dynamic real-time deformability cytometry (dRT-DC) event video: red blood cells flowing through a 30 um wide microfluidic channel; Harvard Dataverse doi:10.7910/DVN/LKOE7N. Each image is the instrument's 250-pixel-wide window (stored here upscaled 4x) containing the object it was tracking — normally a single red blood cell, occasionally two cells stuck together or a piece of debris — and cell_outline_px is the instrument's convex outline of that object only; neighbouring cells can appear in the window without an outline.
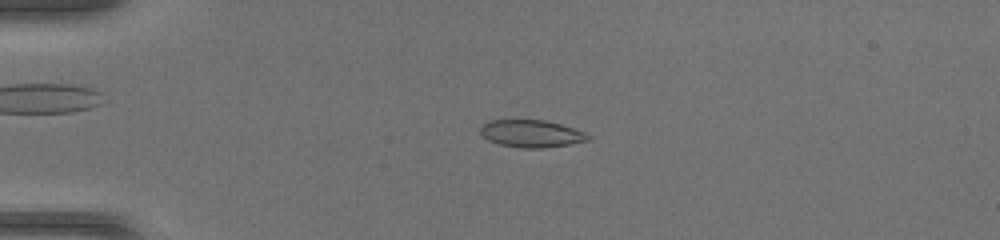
{"species": "common noctule bat (a hibernating species)", "species_latin": "Nyctalus noctula", "temperature_condition": "warm", "stored_images_in_passage": 48, "camera_frame_rate_fps": 3000, "um_per_image_px": 0.085, "animal": {"sex": "female", "body_mass_g": 17.0, "forearm_length_mm": 48.0}, "frame": {"image": 1, "passage_image": 13, "time_ms": 4.0, "image_size_px": [1000, 240], "cell_outline_px": [[592, 136], [588, 140], [572, 144], [544, 148], [520, 148], [500, 144], [488, 140], [480, 132], [480, 128], [488, 120], [544, 120], [560, 124], [584, 132]], "centroid_in_image_um": [45.18, 11.36], "position_along_channel_um": 39.8, "area_um2": 17.11}}
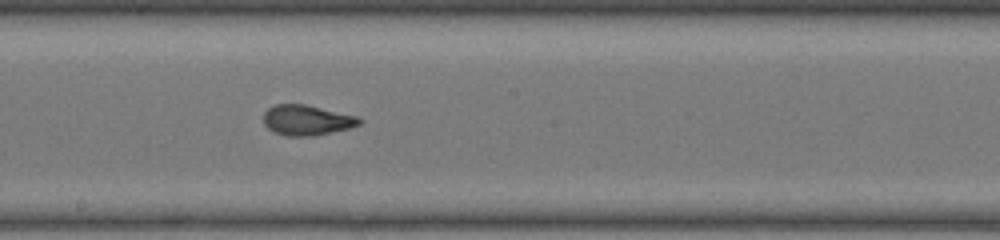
{"frame": {"image": 2, "passage_image": 28, "time_ms": 9.0, "image_size_px": [1000, 240], "cell_outline_px": [[364, 120], [360, 124], [348, 128], [312, 136], [288, 136], [276, 132], [268, 128], [264, 124], [264, 112], [268, 108], [276, 104], [304, 104], [356, 116]], "centroid_in_image_um": [26.06, 10.21], "position_along_channel_um": 222.1, "area_um2": 16.65}}
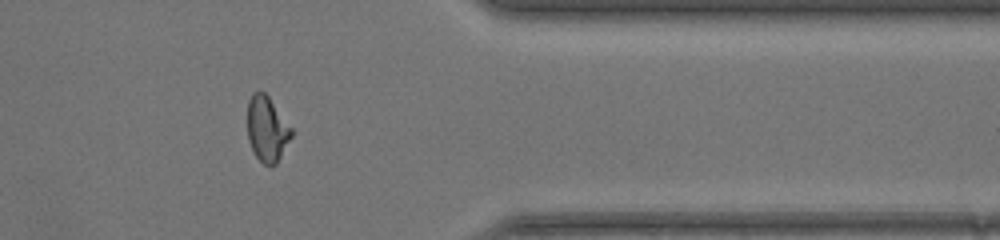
{"frame": {"image": 3, "passage_image": 40, "time_ms": 13.0, "image_size_px": [1000, 240], "cell_outline_px": [[292, 136], [276, 164], [264, 164], [256, 156], [248, 140], [248, 100], [252, 92], [260, 88], [268, 96], [292, 128]], "centroid_in_image_um": [22.68, 10.91], "position_along_channel_um": 388.7, "area_um2": 16.65}}